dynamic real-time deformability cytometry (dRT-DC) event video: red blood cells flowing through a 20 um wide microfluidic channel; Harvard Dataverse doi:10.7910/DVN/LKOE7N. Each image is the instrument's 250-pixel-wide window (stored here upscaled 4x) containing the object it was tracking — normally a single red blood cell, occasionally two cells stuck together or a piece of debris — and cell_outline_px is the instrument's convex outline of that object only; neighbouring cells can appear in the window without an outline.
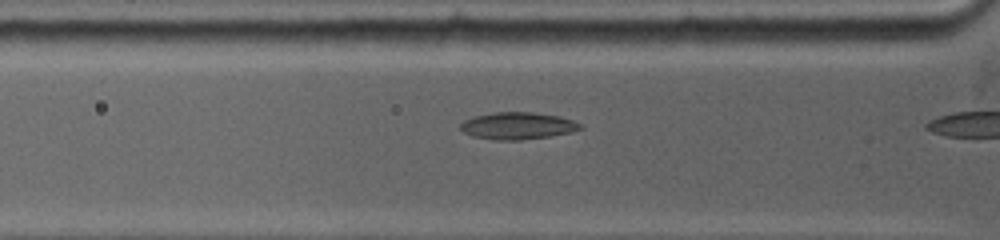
{"species": "common noctule bat (a hibernating species)", "species_latin": "Nyctalus noctula", "temperature_condition": "warm", "stored_images_in_passage": 6, "camera_frame_rate_fps": 5000, "um_per_image_px": 0.085, "animal": {"sex": "female", "body_mass_g": 19.0, "forearm_length_mm": 53.3}, "frame": {"image": 1, "passage_image": 5, "time_ms": 2.0, "image_size_px": [1000, 240], "cell_outline_px": [[584, 128], [572, 132], [548, 136], [520, 140], [492, 140], [472, 136], [464, 132], [460, 128], [460, 124], [464, 120], [472, 116], [496, 112], [532, 112], [560, 116], [572, 120], [580, 124]], "centroid_in_image_um": [43.98, 10.69], "position_along_channel_um": 81.8, "area_um2": 18.96}}